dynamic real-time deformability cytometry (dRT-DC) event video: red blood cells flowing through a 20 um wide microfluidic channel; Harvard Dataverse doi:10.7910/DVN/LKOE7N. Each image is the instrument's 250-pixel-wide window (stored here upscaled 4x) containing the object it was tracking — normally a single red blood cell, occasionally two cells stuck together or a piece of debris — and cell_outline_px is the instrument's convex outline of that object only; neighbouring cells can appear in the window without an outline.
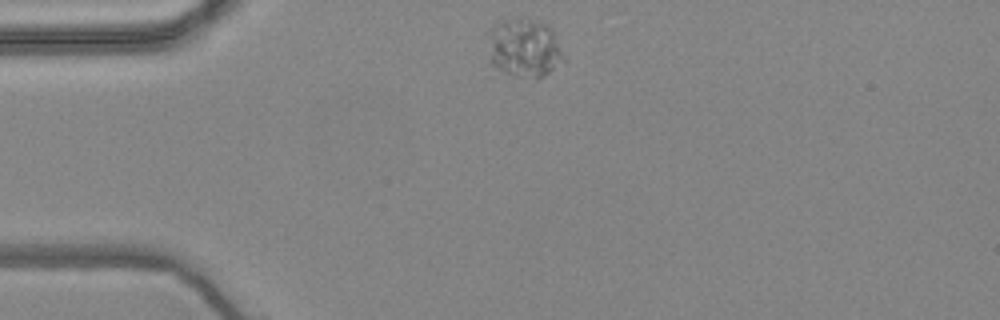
{"species": "common noctule bat (a hibernating species)", "species_latin": "Nyctalus noctula", "temperature_condition": "warm", "stored_images_in_passage": 46, "camera_frame_rate_fps": 3000, "um_per_image_px": 0.085, "animal": {"sex": "female", "body_mass_g": 24.6, "forearm_length_mm": 56.2}, "frame": {"image": 1, "passage_image": 1, "time_ms": 0.0, "image_size_px": [1000, 320], "cell_outline_px": [[568, 60], [544, 76], [536, 80], [512, 76], [500, 72], [488, 60], [488, 36], [496, 20], [528, 16], [548, 24], [552, 28]], "centroid_in_image_um": [44.58, 4.07], "position_along_channel_um": 40.4, "area_um2": 27.46}}
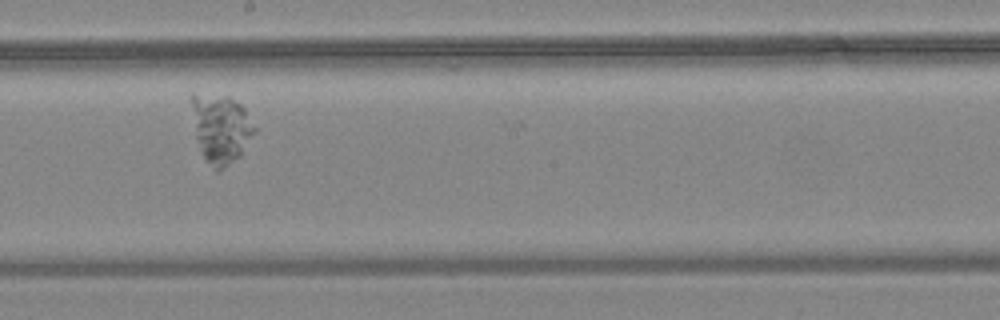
{"frame": {"image": 2, "passage_image": 20, "time_ms": 6.333, "image_size_px": [1000, 320], "cell_outline_px": [[256, 132], [240, 156], [220, 172], [216, 172], [204, 156], [200, 148], [196, 136], [192, 104], [192, 92], [228, 96], [240, 104], [244, 108], [256, 128]], "centroid_in_image_um": [18.8, 10.93], "position_along_channel_um": 229.4, "area_um2": 25.09}}
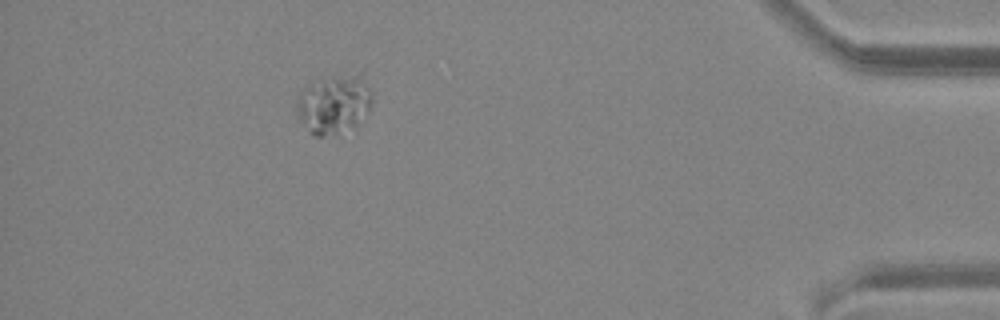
{"frame": {"image": 3, "passage_image": 40, "time_ms": 13.0, "image_size_px": [1000, 320], "cell_outline_px": [[372, 104], [368, 112], [356, 124], [336, 132], [324, 136], [312, 136], [308, 132], [300, 120], [296, 108], [296, 96], [308, 84], [340, 76], [360, 72], [372, 96]], "centroid_in_image_um": [28.35, 8.85], "position_along_channel_um": 406.8, "area_um2": 25.43}}